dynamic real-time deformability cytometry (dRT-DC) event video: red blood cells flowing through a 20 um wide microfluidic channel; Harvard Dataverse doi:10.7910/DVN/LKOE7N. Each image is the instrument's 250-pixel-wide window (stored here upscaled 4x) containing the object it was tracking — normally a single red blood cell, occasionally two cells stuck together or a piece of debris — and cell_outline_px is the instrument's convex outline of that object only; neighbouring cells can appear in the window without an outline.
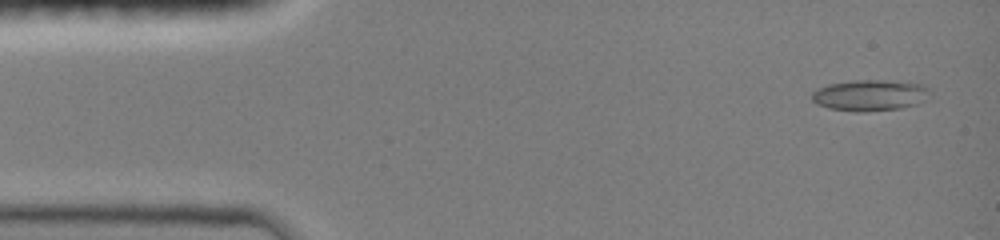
{"species": "common noctule bat (a hibernating species)", "species_latin": "Nyctalus noctula", "temperature_condition": "room temperature", "stored_images_in_passage": 20, "camera_frame_rate_fps": 3000, "um_per_image_px": 0.085, "animal": {"sex": "female", "body_mass_g": 19.0, "forearm_length_mm": 51.5}, "frame": {"image": 1, "passage_image": 2, "time_ms": 0.333, "image_size_px": [1000, 240], "cell_outline_px": [[932, 92], [924, 100], [916, 104], [904, 108], [864, 112], [856, 112], [828, 108], [816, 104], [812, 100], [812, 92], [828, 84], [852, 80], [884, 80], [920, 84], [928, 88]], "centroid_in_image_um": [73.94, 8.11], "position_along_channel_um": 11.1, "area_um2": 21.5}}
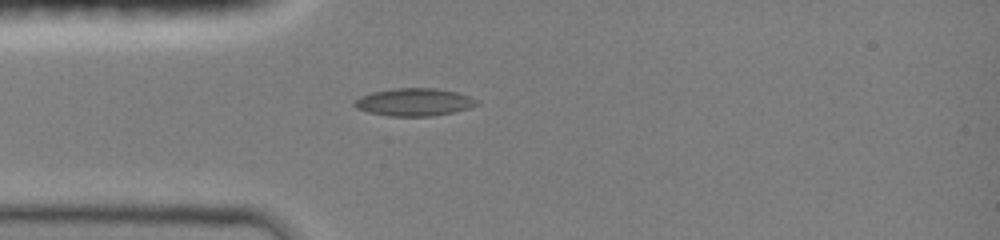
{"frame": {"image": 2, "passage_image": 12, "time_ms": 3.667, "image_size_px": [1000, 240], "cell_outline_px": [[480, 104], [468, 108], [452, 112], [432, 116], [388, 116], [368, 112], [356, 108], [352, 104], [352, 100], [360, 96], [372, 92], [392, 88], [436, 88], [456, 92], [480, 100]], "centroid_in_image_um": [35.17, 8.67], "position_along_channel_um": 49.8, "area_um2": 19.88}}
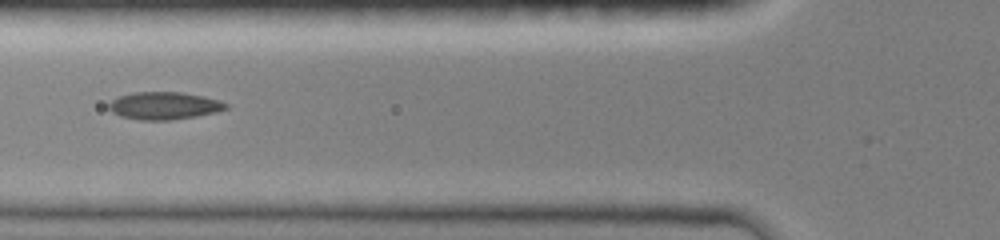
{"frame": {"image": 3, "passage_image": 17, "time_ms": 5.333, "image_size_px": [1000, 240], "cell_outline_px": [[228, 108], [216, 112], [196, 116], [172, 120], [140, 120], [120, 116], [112, 112], [108, 108], [108, 104], [116, 96], [132, 92], [180, 92], [204, 96], [220, 100], [228, 104]], "centroid_in_image_um": [13.93, 8.98], "position_along_channel_um": 111.9, "area_um2": 18.96}}